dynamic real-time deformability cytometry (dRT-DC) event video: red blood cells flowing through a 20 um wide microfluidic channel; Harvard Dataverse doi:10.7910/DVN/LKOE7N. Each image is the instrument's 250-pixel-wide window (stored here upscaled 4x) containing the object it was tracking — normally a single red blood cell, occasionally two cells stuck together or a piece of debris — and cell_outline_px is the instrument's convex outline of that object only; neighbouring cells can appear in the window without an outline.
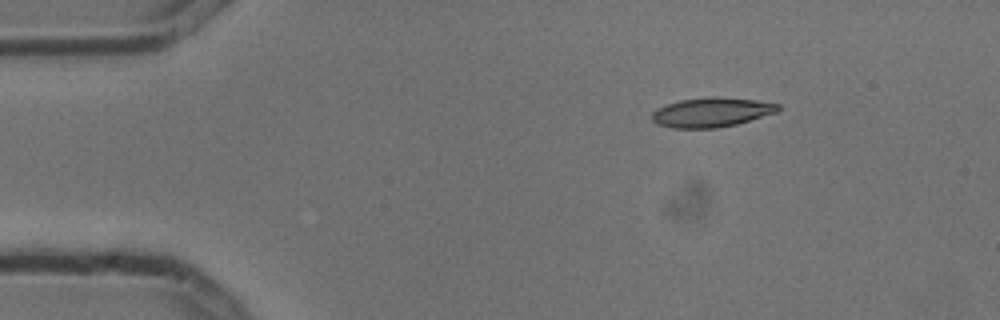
{"species": "common noctule bat (a hibernating species)", "species_latin": "Nyctalus noctula", "temperature_condition": "cold", "stored_images_in_passage": 3, "camera_frame_rate_fps": 3000, "um_per_image_px": 0.085, "animal": {"sex": "male", "body_mass_g": 13.3}, "frame": {"image": 1, "passage_image": 1, "time_ms": 0.0, "image_size_px": [1000, 320], "cell_outline_px": [[780, 108], [776, 112], [736, 124], [716, 128], [672, 128], [656, 124], [652, 120], [652, 112], [656, 108], [680, 100], [712, 96], [752, 100], [780, 104]], "centroid_in_image_um": [60.43, 9.55], "position_along_channel_um": 24.6, "area_um2": 21.44}}